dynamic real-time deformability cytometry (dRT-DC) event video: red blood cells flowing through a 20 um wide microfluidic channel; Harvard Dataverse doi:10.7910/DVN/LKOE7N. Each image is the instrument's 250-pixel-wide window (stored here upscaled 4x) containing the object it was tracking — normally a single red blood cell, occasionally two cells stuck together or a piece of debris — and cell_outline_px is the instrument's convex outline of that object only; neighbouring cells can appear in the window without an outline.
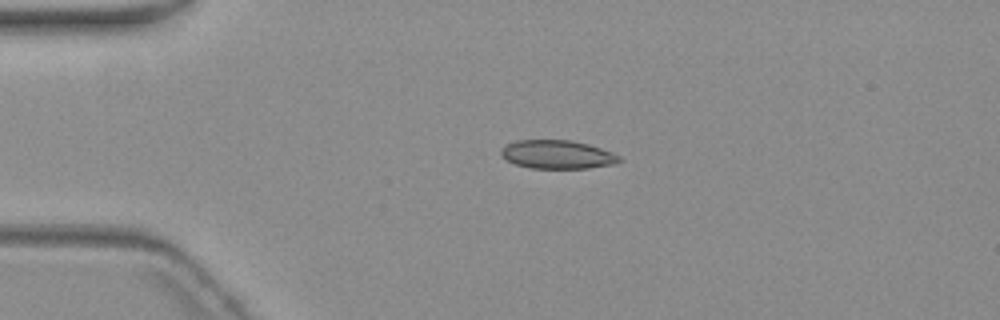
{"species": "common noctule bat (a hibernating species)", "species_latin": "Nyctalus noctula", "temperature_condition": "warm", "stored_images_in_passage": 5, "camera_frame_rate_fps": 3000, "um_per_image_px": 0.085, "animal": {"sex": "female", "body_mass_g": 19.3, "forearm_length_mm": 54.1}, "frame": {"image": 1, "passage_image": 4, "time_ms": 3.667, "image_size_px": [1000, 320], "cell_outline_px": [[624, 160], [616, 164], [588, 168], [528, 168], [516, 164], [500, 156], [500, 148], [504, 144], [516, 140], [572, 140], [588, 144], [612, 152], [620, 156]], "centroid_in_image_um": [47.36, 13.13], "position_along_channel_um": 37.6, "area_um2": 19.94}}